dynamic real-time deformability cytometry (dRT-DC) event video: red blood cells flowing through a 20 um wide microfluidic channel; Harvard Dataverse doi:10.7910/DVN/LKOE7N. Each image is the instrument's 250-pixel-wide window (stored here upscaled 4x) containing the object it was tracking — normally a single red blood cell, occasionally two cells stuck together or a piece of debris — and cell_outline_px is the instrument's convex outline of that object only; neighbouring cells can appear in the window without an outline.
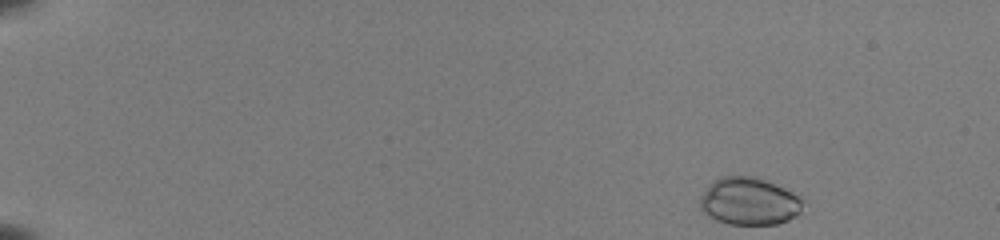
{"species": "common noctule bat (a hibernating species)", "species_latin": "Nyctalus noctula", "temperature_condition": "room temperature", "stored_images_in_passage": 47, "camera_frame_rate_fps": 3000, "um_per_image_px": 0.085, "animal": {"sex": "female", "body_mass_g": 22.0, "forearm_length_mm": 56.7}, "frame": {"image": 1, "passage_image": 1, "time_ms": 0.0, "image_size_px": [1000, 240], "cell_outline_px": [[808, 200], [800, 212], [796, 216], [788, 220], [776, 224], [728, 224], [716, 220], [708, 216], [700, 208], [700, 196], [708, 184], [720, 176], [756, 176], [768, 180]], "centroid_in_image_um": [63.71, 17.1], "position_along_channel_um": 21.3, "area_um2": 29.02}}
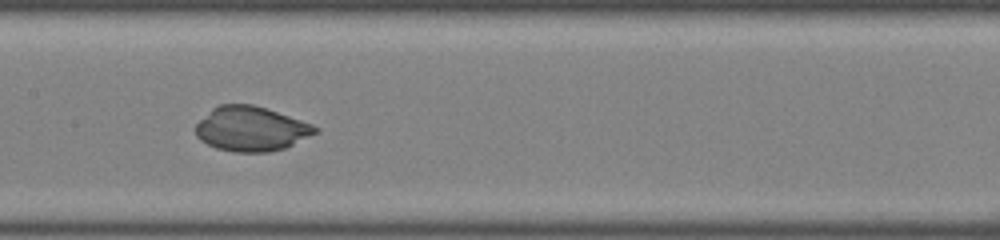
{"frame": {"image": 2, "passage_image": 24, "time_ms": 7.667, "image_size_px": [1000, 240], "cell_outline_px": [[320, 132], [284, 148], [268, 152], [236, 152], [216, 148], [200, 140], [196, 136], [196, 124], [212, 108], [220, 104], [252, 104], [268, 108], [312, 124], [320, 128]], "centroid_in_image_um": [21.37, 10.94], "position_along_channel_um": 186.0, "area_um2": 31.21}}
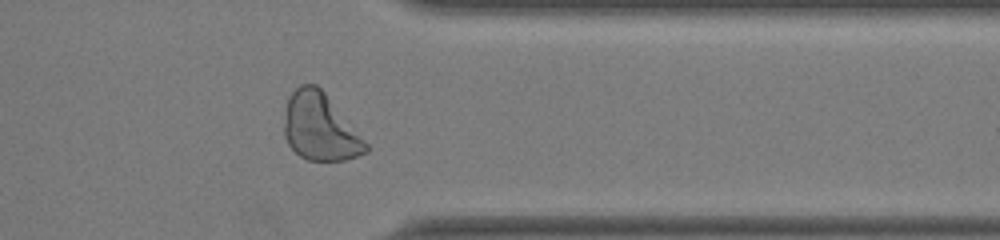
{"frame": {"image": 3, "passage_image": 39, "time_ms": 12.667, "image_size_px": [1000, 240], "cell_outline_px": [[368, 152], [344, 160], [308, 160], [300, 156], [288, 144], [284, 136], [284, 112], [288, 96], [300, 84], [316, 84], [324, 92], [368, 144]], "centroid_in_image_um": [27.16, 10.8], "position_along_channel_um": 384.2, "area_um2": 31.73}}